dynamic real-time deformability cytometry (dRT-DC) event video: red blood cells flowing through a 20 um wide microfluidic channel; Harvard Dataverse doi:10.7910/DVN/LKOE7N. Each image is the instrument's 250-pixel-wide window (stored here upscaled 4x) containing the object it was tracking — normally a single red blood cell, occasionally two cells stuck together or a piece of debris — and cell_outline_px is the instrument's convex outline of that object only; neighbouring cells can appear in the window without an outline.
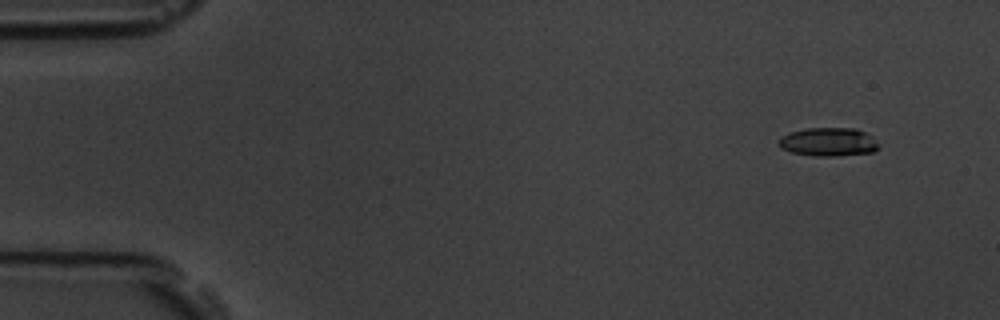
{"species": "common noctule bat (a hibernating species)", "species_latin": "Nyctalus noctula", "temperature_condition": "room temperature", "stored_images_in_passage": 9, "camera_frame_rate_fps": 3000, "um_per_image_px": 0.085, "animal": {"sex": "male", "body_mass_g": 19.5, "forearm_length_mm": 54.6}, "frame": {"image": 1, "passage_image": 2, "time_ms": 1.333, "image_size_px": [1000, 320], "cell_outline_px": [[880, 148], [872, 152], [836, 156], [816, 156], [792, 152], [780, 148], [780, 136], [792, 132], [808, 128], [856, 128], [872, 136]], "centroid_in_image_um": [70.44, 12.06], "position_along_channel_um": 14.6, "area_um2": 16.47}}
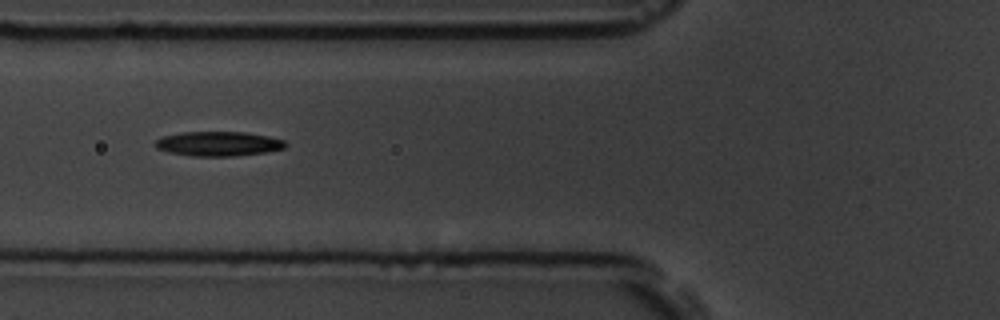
{"frame": {"image": 2, "passage_image": 7, "time_ms": 7.0, "image_size_px": [1000, 320], "cell_outline_px": [[288, 144], [284, 148], [264, 152], [232, 156], [192, 156], [168, 152], [156, 148], [156, 140], [164, 136], [184, 132], [244, 132], [268, 136], [284, 140]], "centroid_in_image_um": [18.57, 12.22], "position_along_channel_um": 107.2, "area_um2": 18.44}}
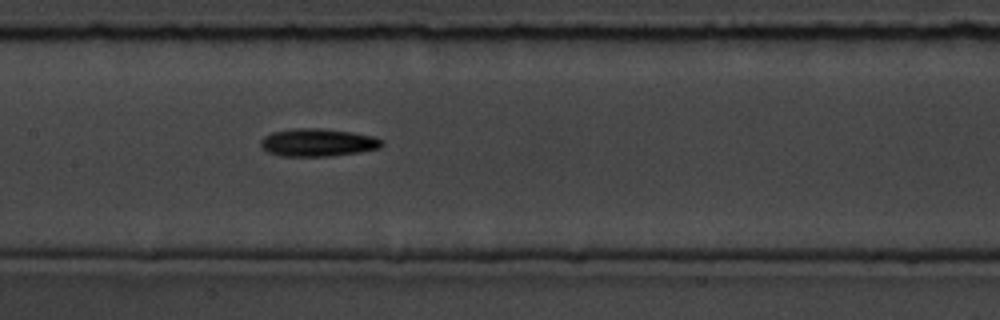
{"frame": {"image": 3, "passage_image": 9, "time_ms": 9.0, "image_size_px": [1000, 320], "cell_outline_px": [[384, 144], [380, 148], [360, 152], [328, 156], [280, 156], [268, 152], [260, 148], [260, 140], [264, 136], [272, 132], [296, 128], [320, 128], [352, 132], [376, 136], [384, 140]], "centroid_in_image_um": [27.03, 12.11], "position_along_channel_um": 180.4, "area_um2": 19.88}}